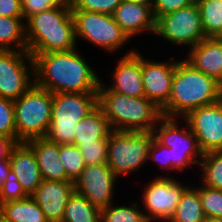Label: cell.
Wrapping results in <instances>:
<instances>
[{
	"mask_svg": "<svg viewBox=\"0 0 222 222\" xmlns=\"http://www.w3.org/2000/svg\"><path fill=\"white\" fill-rule=\"evenodd\" d=\"M70 6V0H22L24 20L53 7Z\"/></svg>",
	"mask_w": 222,
	"mask_h": 222,
	"instance_id": "cell-36",
	"label": "cell"
},
{
	"mask_svg": "<svg viewBox=\"0 0 222 222\" xmlns=\"http://www.w3.org/2000/svg\"><path fill=\"white\" fill-rule=\"evenodd\" d=\"M203 154L222 151V99L189 112L184 118Z\"/></svg>",
	"mask_w": 222,
	"mask_h": 222,
	"instance_id": "cell-13",
	"label": "cell"
},
{
	"mask_svg": "<svg viewBox=\"0 0 222 222\" xmlns=\"http://www.w3.org/2000/svg\"><path fill=\"white\" fill-rule=\"evenodd\" d=\"M34 83V59L28 51L0 50L1 97L16 100Z\"/></svg>",
	"mask_w": 222,
	"mask_h": 222,
	"instance_id": "cell-11",
	"label": "cell"
},
{
	"mask_svg": "<svg viewBox=\"0 0 222 222\" xmlns=\"http://www.w3.org/2000/svg\"><path fill=\"white\" fill-rule=\"evenodd\" d=\"M32 148L40 169L41 177L47 181H71L66 176L61 162L59 145L46 138H34L26 141Z\"/></svg>",
	"mask_w": 222,
	"mask_h": 222,
	"instance_id": "cell-21",
	"label": "cell"
},
{
	"mask_svg": "<svg viewBox=\"0 0 222 222\" xmlns=\"http://www.w3.org/2000/svg\"><path fill=\"white\" fill-rule=\"evenodd\" d=\"M117 179L107 164L88 165L74 182L75 192L104 208L113 203Z\"/></svg>",
	"mask_w": 222,
	"mask_h": 222,
	"instance_id": "cell-14",
	"label": "cell"
},
{
	"mask_svg": "<svg viewBox=\"0 0 222 222\" xmlns=\"http://www.w3.org/2000/svg\"><path fill=\"white\" fill-rule=\"evenodd\" d=\"M0 218L4 222H48L31 196L0 204Z\"/></svg>",
	"mask_w": 222,
	"mask_h": 222,
	"instance_id": "cell-23",
	"label": "cell"
},
{
	"mask_svg": "<svg viewBox=\"0 0 222 222\" xmlns=\"http://www.w3.org/2000/svg\"><path fill=\"white\" fill-rule=\"evenodd\" d=\"M185 61L194 69L218 80L222 74V37H205L190 48Z\"/></svg>",
	"mask_w": 222,
	"mask_h": 222,
	"instance_id": "cell-20",
	"label": "cell"
},
{
	"mask_svg": "<svg viewBox=\"0 0 222 222\" xmlns=\"http://www.w3.org/2000/svg\"><path fill=\"white\" fill-rule=\"evenodd\" d=\"M59 152L66 176L75 182L86 167L79 148L74 144L59 145Z\"/></svg>",
	"mask_w": 222,
	"mask_h": 222,
	"instance_id": "cell-30",
	"label": "cell"
},
{
	"mask_svg": "<svg viewBox=\"0 0 222 222\" xmlns=\"http://www.w3.org/2000/svg\"><path fill=\"white\" fill-rule=\"evenodd\" d=\"M27 197L28 195L18 182L17 176L12 169H10L6 180L0 188V204L11 200H21Z\"/></svg>",
	"mask_w": 222,
	"mask_h": 222,
	"instance_id": "cell-35",
	"label": "cell"
},
{
	"mask_svg": "<svg viewBox=\"0 0 222 222\" xmlns=\"http://www.w3.org/2000/svg\"><path fill=\"white\" fill-rule=\"evenodd\" d=\"M10 169L11 165L9 160H0V188L3 185V182L6 180Z\"/></svg>",
	"mask_w": 222,
	"mask_h": 222,
	"instance_id": "cell-41",
	"label": "cell"
},
{
	"mask_svg": "<svg viewBox=\"0 0 222 222\" xmlns=\"http://www.w3.org/2000/svg\"><path fill=\"white\" fill-rule=\"evenodd\" d=\"M198 193L205 217L222 219V190L202 185Z\"/></svg>",
	"mask_w": 222,
	"mask_h": 222,
	"instance_id": "cell-31",
	"label": "cell"
},
{
	"mask_svg": "<svg viewBox=\"0 0 222 222\" xmlns=\"http://www.w3.org/2000/svg\"><path fill=\"white\" fill-rule=\"evenodd\" d=\"M112 73V85L107 84L110 90L131 97H145L142 80V54L138 50L127 51Z\"/></svg>",
	"mask_w": 222,
	"mask_h": 222,
	"instance_id": "cell-17",
	"label": "cell"
},
{
	"mask_svg": "<svg viewBox=\"0 0 222 222\" xmlns=\"http://www.w3.org/2000/svg\"><path fill=\"white\" fill-rule=\"evenodd\" d=\"M122 0H70L71 10L93 11L113 15Z\"/></svg>",
	"mask_w": 222,
	"mask_h": 222,
	"instance_id": "cell-34",
	"label": "cell"
},
{
	"mask_svg": "<svg viewBox=\"0 0 222 222\" xmlns=\"http://www.w3.org/2000/svg\"><path fill=\"white\" fill-rule=\"evenodd\" d=\"M196 0H153L152 12L155 19L194 4Z\"/></svg>",
	"mask_w": 222,
	"mask_h": 222,
	"instance_id": "cell-37",
	"label": "cell"
},
{
	"mask_svg": "<svg viewBox=\"0 0 222 222\" xmlns=\"http://www.w3.org/2000/svg\"><path fill=\"white\" fill-rule=\"evenodd\" d=\"M154 35L172 45L193 47L205 38L198 4L195 2L159 17Z\"/></svg>",
	"mask_w": 222,
	"mask_h": 222,
	"instance_id": "cell-10",
	"label": "cell"
},
{
	"mask_svg": "<svg viewBox=\"0 0 222 222\" xmlns=\"http://www.w3.org/2000/svg\"><path fill=\"white\" fill-rule=\"evenodd\" d=\"M79 148L86 166L107 164L108 139L97 143L74 144Z\"/></svg>",
	"mask_w": 222,
	"mask_h": 222,
	"instance_id": "cell-33",
	"label": "cell"
},
{
	"mask_svg": "<svg viewBox=\"0 0 222 222\" xmlns=\"http://www.w3.org/2000/svg\"><path fill=\"white\" fill-rule=\"evenodd\" d=\"M205 37H222V0H196Z\"/></svg>",
	"mask_w": 222,
	"mask_h": 222,
	"instance_id": "cell-27",
	"label": "cell"
},
{
	"mask_svg": "<svg viewBox=\"0 0 222 222\" xmlns=\"http://www.w3.org/2000/svg\"><path fill=\"white\" fill-rule=\"evenodd\" d=\"M62 222H101V208L74 192L68 200Z\"/></svg>",
	"mask_w": 222,
	"mask_h": 222,
	"instance_id": "cell-26",
	"label": "cell"
},
{
	"mask_svg": "<svg viewBox=\"0 0 222 222\" xmlns=\"http://www.w3.org/2000/svg\"><path fill=\"white\" fill-rule=\"evenodd\" d=\"M113 17L130 39L145 31L155 33L156 19L152 12V5L122 0Z\"/></svg>",
	"mask_w": 222,
	"mask_h": 222,
	"instance_id": "cell-18",
	"label": "cell"
},
{
	"mask_svg": "<svg viewBox=\"0 0 222 222\" xmlns=\"http://www.w3.org/2000/svg\"><path fill=\"white\" fill-rule=\"evenodd\" d=\"M149 159L155 161L154 163L160 166L161 169L170 170L169 148L161 145L155 138H153L149 148Z\"/></svg>",
	"mask_w": 222,
	"mask_h": 222,
	"instance_id": "cell-38",
	"label": "cell"
},
{
	"mask_svg": "<svg viewBox=\"0 0 222 222\" xmlns=\"http://www.w3.org/2000/svg\"><path fill=\"white\" fill-rule=\"evenodd\" d=\"M0 136L13 138L17 142L14 100L0 96Z\"/></svg>",
	"mask_w": 222,
	"mask_h": 222,
	"instance_id": "cell-32",
	"label": "cell"
},
{
	"mask_svg": "<svg viewBox=\"0 0 222 222\" xmlns=\"http://www.w3.org/2000/svg\"><path fill=\"white\" fill-rule=\"evenodd\" d=\"M0 16L24 18L22 0H0Z\"/></svg>",
	"mask_w": 222,
	"mask_h": 222,
	"instance_id": "cell-39",
	"label": "cell"
},
{
	"mask_svg": "<svg viewBox=\"0 0 222 222\" xmlns=\"http://www.w3.org/2000/svg\"><path fill=\"white\" fill-rule=\"evenodd\" d=\"M217 83H218L219 90L222 94V74H221L220 78L217 80Z\"/></svg>",
	"mask_w": 222,
	"mask_h": 222,
	"instance_id": "cell-44",
	"label": "cell"
},
{
	"mask_svg": "<svg viewBox=\"0 0 222 222\" xmlns=\"http://www.w3.org/2000/svg\"><path fill=\"white\" fill-rule=\"evenodd\" d=\"M76 126L74 144L97 143L99 140L108 139L113 131L99 105Z\"/></svg>",
	"mask_w": 222,
	"mask_h": 222,
	"instance_id": "cell-22",
	"label": "cell"
},
{
	"mask_svg": "<svg viewBox=\"0 0 222 222\" xmlns=\"http://www.w3.org/2000/svg\"><path fill=\"white\" fill-rule=\"evenodd\" d=\"M203 222H222V219H218V218H205V220Z\"/></svg>",
	"mask_w": 222,
	"mask_h": 222,
	"instance_id": "cell-43",
	"label": "cell"
},
{
	"mask_svg": "<svg viewBox=\"0 0 222 222\" xmlns=\"http://www.w3.org/2000/svg\"><path fill=\"white\" fill-rule=\"evenodd\" d=\"M17 142L13 138L0 136V160H9L11 151Z\"/></svg>",
	"mask_w": 222,
	"mask_h": 222,
	"instance_id": "cell-40",
	"label": "cell"
},
{
	"mask_svg": "<svg viewBox=\"0 0 222 222\" xmlns=\"http://www.w3.org/2000/svg\"><path fill=\"white\" fill-rule=\"evenodd\" d=\"M74 192L72 181L42 180L31 197L39 205L48 222H62L66 205Z\"/></svg>",
	"mask_w": 222,
	"mask_h": 222,
	"instance_id": "cell-16",
	"label": "cell"
},
{
	"mask_svg": "<svg viewBox=\"0 0 222 222\" xmlns=\"http://www.w3.org/2000/svg\"><path fill=\"white\" fill-rule=\"evenodd\" d=\"M98 106V93H54L46 139L58 145L74 144L77 123Z\"/></svg>",
	"mask_w": 222,
	"mask_h": 222,
	"instance_id": "cell-5",
	"label": "cell"
},
{
	"mask_svg": "<svg viewBox=\"0 0 222 222\" xmlns=\"http://www.w3.org/2000/svg\"><path fill=\"white\" fill-rule=\"evenodd\" d=\"M153 61L142 56V80L145 97L163 109L169 102L176 61Z\"/></svg>",
	"mask_w": 222,
	"mask_h": 222,
	"instance_id": "cell-15",
	"label": "cell"
},
{
	"mask_svg": "<svg viewBox=\"0 0 222 222\" xmlns=\"http://www.w3.org/2000/svg\"><path fill=\"white\" fill-rule=\"evenodd\" d=\"M205 215L198 187H188L181 196L174 215L168 222H203Z\"/></svg>",
	"mask_w": 222,
	"mask_h": 222,
	"instance_id": "cell-25",
	"label": "cell"
},
{
	"mask_svg": "<svg viewBox=\"0 0 222 222\" xmlns=\"http://www.w3.org/2000/svg\"><path fill=\"white\" fill-rule=\"evenodd\" d=\"M72 14L77 40L90 42L106 53H114L131 41L113 15L84 10H72Z\"/></svg>",
	"mask_w": 222,
	"mask_h": 222,
	"instance_id": "cell-9",
	"label": "cell"
},
{
	"mask_svg": "<svg viewBox=\"0 0 222 222\" xmlns=\"http://www.w3.org/2000/svg\"><path fill=\"white\" fill-rule=\"evenodd\" d=\"M169 176H157L144 187L141 200L149 222H168L174 215L182 194L189 187Z\"/></svg>",
	"mask_w": 222,
	"mask_h": 222,
	"instance_id": "cell-12",
	"label": "cell"
},
{
	"mask_svg": "<svg viewBox=\"0 0 222 222\" xmlns=\"http://www.w3.org/2000/svg\"><path fill=\"white\" fill-rule=\"evenodd\" d=\"M153 138V132L113 130L108 137L107 165L118 178L136 172L148 163Z\"/></svg>",
	"mask_w": 222,
	"mask_h": 222,
	"instance_id": "cell-7",
	"label": "cell"
},
{
	"mask_svg": "<svg viewBox=\"0 0 222 222\" xmlns=\"http://www.w3.org/2000/svg\"><path fill=\"white\" fill-rule=\"evenodd\" d=\"M35 84L51 93H98L102 79L80 55L69 51L31 54Z\"/></svg>",
	"mask_w": 222,
	"mask_h": 222,
	"instance_id": "cell-1",
	"label": "cell"
},
{
	"mask_svg": "<svg viewBox=\"0 0 222 222\" xmlns=\"http://www.w3.org/2000/svg\"><path fill=\"white\" fill-rule=\"evenodd\" d=\"M178 118L163 116L154 128V138L164 147L169 148L170 170L184 171L187 166L199 165L203 153L197 139L187 122L180 127Z\"/></svg>",
	"mask_w": 222,
	"mask_h": 222,
	"instance_id": "cell-8",
	"label": "cell"
},
{
	"mask_svg": "<svg viewBox=\"0 0 222 222\" xmlns=\"http://www.w3.org/2000/svg\"><path fill=\"white\" fill-rule=\"evenodd\" d=\"M222 99L217 80L194 69L184 59L176 61L168 104L162 114L169 118H184L189 112Z\"/></svg>",
	"mask_w": 222,
	"mask_h": 222,
	"instance_id": "cell-2",
	"label": "cell"
},
{
	"mask_svg": "<svg viewBox=\"0 0 222 222\" xmlns=\"http://www.w3.org/2000/svg\"><path fill=\"white\" fill-rule=\"evenodd\" d=\"M25 37L30 54L77 48L71 6L53 7L30 16L25 21Z\"/></svg>",
	"mask_w": 222,
	"mask_h": 222,
	"instance_id": "cell-3",
	"label": "cell"
},
{
	"mask_svg": "<svg viewBox=\"0 0 222 222\" xmlns=\"http://www.w3.org/2000/svg\"><path fill=\"white\" fill-rule=\"evenodd\" d=\"M53 93L35 83L14 100L17 143L45 138L51 123Z\"/></svg>",
	"mask_w": 222,
	"mask_h": 222,
	"instance_id": "cell-6",
	"label": "cell"
},
{
	"mask_svg": "<svg viewBox=\"0 0 222 222\" xmlns=\"http://www.w3.org/2000/svg\"><path fill=\"white\" fill-rule=\"evenodd\" d=\"M126 1L135 2L144 5H153V0H126Z\"/></svg>",
	"mask_w": 222,
	"mask_h": 222,
	"instance_id": "cell-42",
	"label": "cell"
},
{
	"mask_svg": "<svg viewBox=\"0 0 222 222\" xmlns=\"http://www.w3.org/2000/svg\"><path fill=\"white\" fill-rule=\"evenodd\" d=\"M0 50L28 51L24 18L0 16Z\"/></svg>",
	"mask_w": 222,
	"mask_h": 222,
	"instance_id": "cell-24",
	"label": "cell"
},
{
	"mask_svg": "<svg viewBox=\"0 0 222 222\" xmlns=\"http://www.w3.org/2000/svg\"><path fill=\"white\" fill-rule=\"evenodd\" d=\"M202 185L222 190V151L203 154L199 163Z\"/></svg>",
	"mask_w": 222,
	"mask_h": 222,
	"instance_id": "cell-28",
	"label": "cell"
},
{
	"mask_svg": "<svg viewBox=\"0 0 222 222\" xmlns=\"http://www.w3.org/2000/svg\"><path fill=\"white\" fill-rule=\"evenodd\" d=\"M9 162L24 192L31 196L43 180L32 148L26 142L17 143L11 151Z\"/></svg>",
	"mask_w": 222,
	"mask_h": 222,
	"instance_id": "cell-19",
	"label": "cell"
},
{
	"mask_svg": "<svg viewBox=\"0 0 222 222\" xmlns=\"http://www.w3.org/2000/svg\"><path fill=\"white\" fill-rule=\"evenodd\" d=\"M131 203V205L115 206L113 203L101 208V222H149L145 216V211L140 210L141 203ZM114 205V206H113Z\"/></svg>",
	"mask_w": 222,
	"mask_h": 222,
	"instance_id": "cell-29",
	"label": "cell"
},
{
	"mask_svg": "<svg viewBox=\"0 0 222 222\" xmlns=\"http://www.w3.org/2000/svg\"><path fill=\"white\" fill-rule=\"evenodd\" d=\"M98 105L109 120L112 130L153 132L163 117L162 109L146 97H131L110 90L101 80Z\"/></svg>",
	"mask_w": 222,
	"mask_h": 222,
	"instance_id": "cell-4",
	"label": "cell"
}]
</instances>
